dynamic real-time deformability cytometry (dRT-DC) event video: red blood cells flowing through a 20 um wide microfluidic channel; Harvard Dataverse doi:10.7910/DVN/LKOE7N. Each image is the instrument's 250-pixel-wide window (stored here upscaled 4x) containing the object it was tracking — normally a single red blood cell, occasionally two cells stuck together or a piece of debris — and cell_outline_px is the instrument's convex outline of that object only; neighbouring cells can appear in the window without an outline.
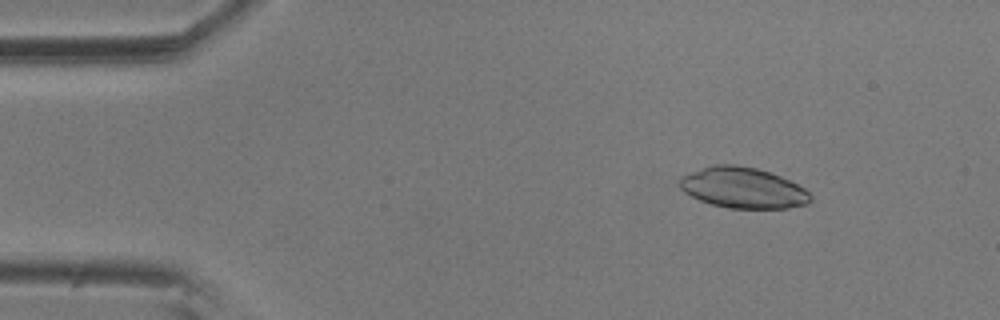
{"species": "common noctule bat (a hibernating species)", "species_latin": "Nyctalus noctula", "temperature_condition": "room temperature", "stored_images_in_passage": 5, "camera_frame_rate_fps": 3000, "um_per_image_px": 0.085, "animal": {"sex": "male", "body_mass_g": 20.5, "forearm_length_mm": 52.5}, "frame": {"image": 1, "passage_image": 2, "time_ms": 0.333, "image_size_px": [1000, 320], "cell_outline_px": [[812, 200], [808, 204], [788, 208], [728, 208], [712, 204], [700, 200], [684, 192], [680, 188], [680, 176], [716, 164], [736, 164], [756, 168], [780, 176], [804, 188], [812, 196]], "centroid_in_image_um": [63.17, 15.97], "position_along_channel_um": 21.8, "area_um2": 30.87}}